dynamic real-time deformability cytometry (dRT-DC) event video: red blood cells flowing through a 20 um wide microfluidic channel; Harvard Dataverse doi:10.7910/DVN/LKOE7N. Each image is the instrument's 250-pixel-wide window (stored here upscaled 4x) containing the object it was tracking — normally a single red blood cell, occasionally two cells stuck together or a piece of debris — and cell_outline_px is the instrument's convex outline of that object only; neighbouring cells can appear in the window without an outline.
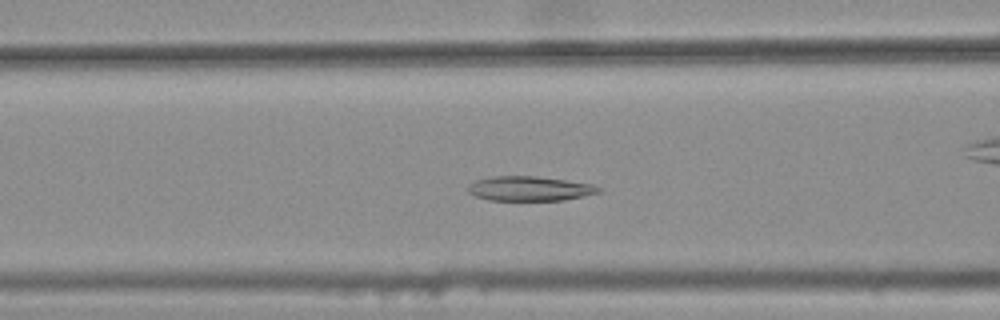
{"species": "common noctule bat (a hibernating species)", "species_latin": "Nyctalus noctula", "temperature_condition": "warm", "stored_images_in_passage": 30, "camera_frame_rate_fps": 3000, "um_per_image_px": 0.085, "animal": {"sex": "female", "body_mass_g": 25.1}, "frame": {"image": 1, "passage_image": 6, "time_ms": 1.667, "image_size_px": [1000, 320], "cell_outline_px": [[604, 188], [600, 192], [584, 196], [564, 200], [488, 200], [476, 196], [468, 192], [468, 184], [476, 180], [492, 176], [536, 176], [596, 184]], "centroid_in_image_um": [45.07, 16.02], "position_along_channel_um": 121.5, "area_um2": 18.9}}
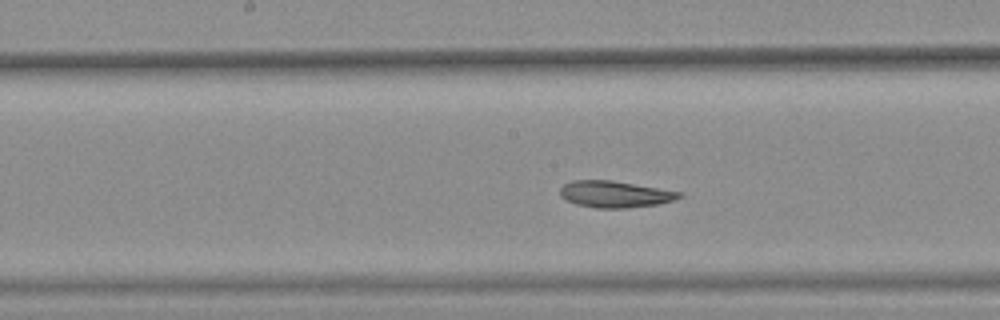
{"frame": {"image": 2, "passage_image": 12, "time_ms": 3.667, "image_size_px": [1000, 320], "cell_outline_px": [[684, 196], [672, 200], [656, 204], [628, 208], [596, 208], [576, 204], [560, 196], [560, 188], [564, 184], [572, 180], [612, 180], [684, 192]], "centroid_in_image_um": [52.28, 16.5], "position_along_channel_um": 195.9, "area_um2": 18.5}}
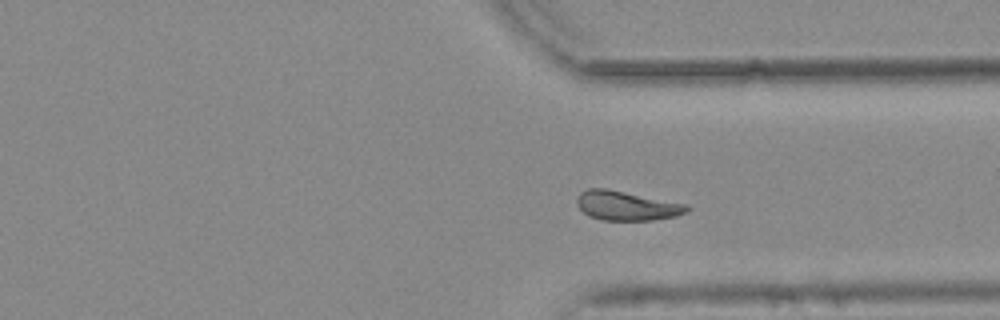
{"frame": {"image": 3, "passage_image": 25, "time_ms": 8.0, "image_size_px": [1000, 320], "cell_outline_px": [[692, 208], [688, 212], [676, 216], [652, 220], [600, 220], [588, 216], [576, 204], [576, 196], [580, 192], [588, 188], [608, 188], [688, 204]], "centroid_in_image_um": [53.27, 17.47], "position_along_channel_um": 358.1, "area_um2": 19.19}, "authors_computed_cell_mechanics": {"area_um2": 18.8428, "velocity_mm_per_s": 3.7261, "shape_relaxation_time_tau1_ms": null, "shape_relaxation_time_tau2_ms": 4.8548, "deformation_change_tau1": null, "deformation_change_tau2": 0.1187}}